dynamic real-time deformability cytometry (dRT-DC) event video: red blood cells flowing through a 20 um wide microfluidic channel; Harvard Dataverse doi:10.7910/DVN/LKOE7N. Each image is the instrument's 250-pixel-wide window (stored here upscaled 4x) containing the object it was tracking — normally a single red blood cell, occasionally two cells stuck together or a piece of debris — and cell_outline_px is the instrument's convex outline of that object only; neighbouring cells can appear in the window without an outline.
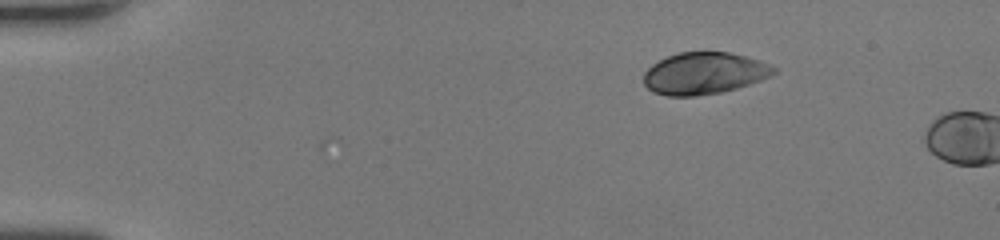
{"species": "human", "species_latin": "Homo sapiens", "temperature_condition": "room temperature", "stored_images_in_passage": 4, "camera_frame_rate_fps": 3000, "um_per_image_px": 0.085, "donor": {"sex": "female"}, "frame": {"image": 1, "passage_image": 1, "time_ms": 0.0, "image_size_px": [1000, 240], "cell_outline_px": [[776, 72], [760, 80], [736, 88], [720, 92], [696, 96], [668, 96], [652, 92], [644, 84], [644, 72], [652, 64], [668, 56], [680, 52], [728, 52], [760, 60], [776, 68]], "centroid_in_image_um": [59.82, 6.23], "position_along_channel_um": 25.2, "area_um2": 31.5}}